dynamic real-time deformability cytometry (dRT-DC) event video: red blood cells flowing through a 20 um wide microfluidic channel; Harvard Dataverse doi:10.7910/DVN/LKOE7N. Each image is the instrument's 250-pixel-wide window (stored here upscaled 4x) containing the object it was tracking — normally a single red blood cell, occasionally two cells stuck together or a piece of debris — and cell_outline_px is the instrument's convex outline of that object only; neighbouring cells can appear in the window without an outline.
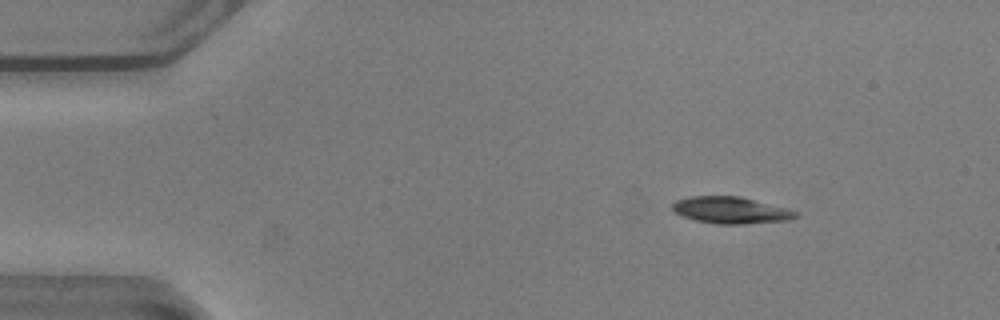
{"species": "common noctule bat (a hibernating species)", "species_latin": "Nyctalus noctula", "temperature_condition": "warm", "stored_images_in_passage": 52, "camera_frame_rate_fps": 3000, "um_per_image_px": 0.085, "animal": {"sex": "male", "body_mass_g": 20.5, "forearm_length_mm": 52.5}, "frame": {"image": 1, "passage_image": 7, "time_ms": 2.0, "image_size_px": [1000, 320], "cell_outline_px": [[796, 216], [788, 220], [744, 224], [716, 224], [696, 220], [672, 212], [672, 204], [676, 200], [688, 196], [740, 196], [784, 208], [796, 212]], "centroid_in_image_um": [62.03, 17.86], "position_along_channel_um": 23.0, "area_um2": 18.96}}
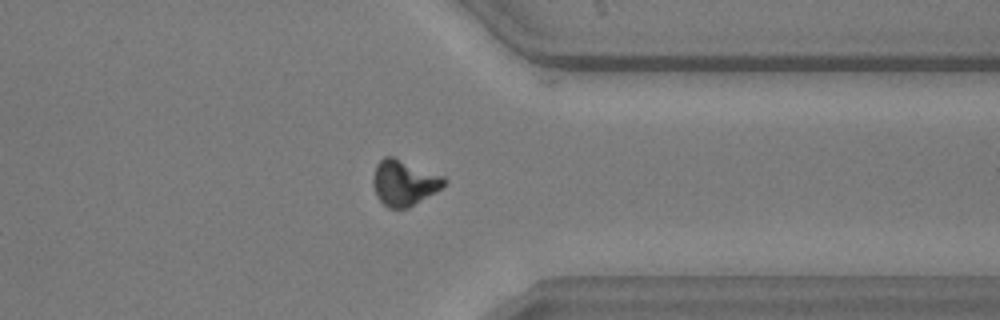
{"frame": {"image": 2, "passage_image": 41, "time_ms": 13.333, "image_size_px": [1000, 320], "cell_outline_px": [[448, 180], [436, 192], [408, 208], [388, 208], [376, 196], [372, 184], [372, 176], [376, 164], [384, 156], [392, 156], [444, 176]], "centroid_in_image_um": [34.32, 15.53], "position_along_channel_um": 377.1, "area_um2": 18.96}}
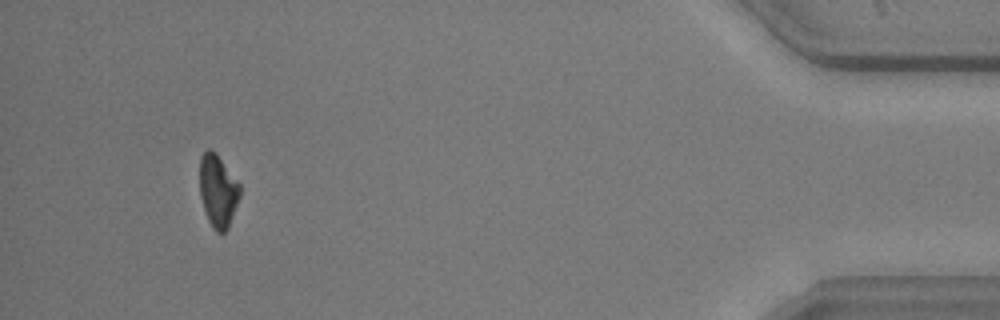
{"frame": {"image": 3, "passage_image": 49, "time_ms": 16.0, "image_size_px": [1000, 320], "cell_outline_px": [[240, 196], [228, 228], [224, 232], [216, 232], [212, 228], [208, 220], [200, 196], [200, 156], [208, 148], [212, 148], [216, 152], [240, 184]], "centroid_in_image_um": [18.52, 16.2], "position_along_channel_um": 416.7, "area_um2": 17.05}, "authors_computed_cell_mechanics": {"area_um2": 18.9873, "velocity_mm_per_s": 3.8601, "shape_relaxation_time_tau1_ms": 2.7914, "shape_relaxation_time_tau2_ms": null, "deformation_change_tau1": 0.1529, "deformation_change_tau2": null}}